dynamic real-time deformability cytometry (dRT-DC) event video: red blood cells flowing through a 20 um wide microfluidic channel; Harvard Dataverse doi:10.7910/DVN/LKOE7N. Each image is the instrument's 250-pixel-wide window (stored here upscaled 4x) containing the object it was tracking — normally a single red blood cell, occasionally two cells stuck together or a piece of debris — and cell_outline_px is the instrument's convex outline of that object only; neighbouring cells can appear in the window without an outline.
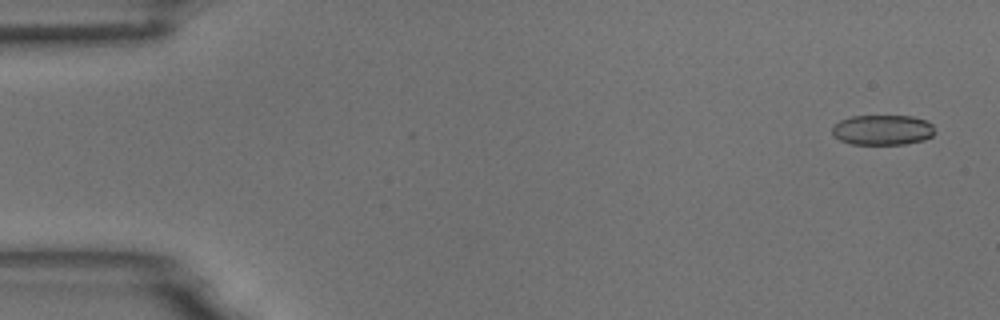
{"species": "common noctule bat (a hibernating species)", "species_latin": "Nyctalus noctula", "temperature_condition": "room temperature", "stored_images_in_passage": 13, "camera_frame_rate_fps": 3000, "um_per_image_px": 0.085, "animal": {"sex": "male", "body_mass_g": 18.8}, "frame": {"image": 1, "passage_image": 1, "time_ms": 0.0, "image_size_px": [1000, 320], "cell_outline_px": [[936, 132], [932, 136], [924, 140], [904, 144], [852, 144], [840, 140], [832, 132], [832, 128], [840, 120], [852, 116], [912, 116], [924, 120], [932, 124]], "centroid_in_image_um": [75.05, 11.04], "position_along_channel_um": 10.0, "area_um2": 17.98}}
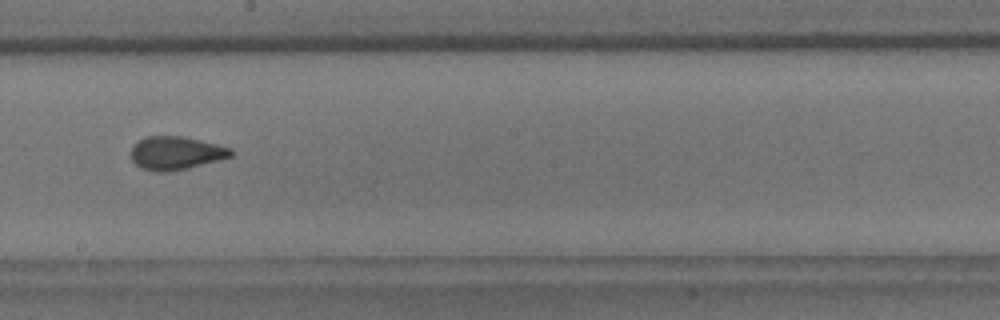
{"frame": {"image": 2, "passage_image": 9, "time_ms": 2.667, "image_size_px": [1000, 320], "cell_outline_px": [[232, 156], [220, 160], [188, 168], [168, 172], [156, 172], [140, 168], [132, 160], [132, 144], [144, 136], [184, 136], [232, 148]], "centroid_in_image_um": [14.93, 13.01], "position_along_channel_um": 233.3, "area_um2": 19.54}}
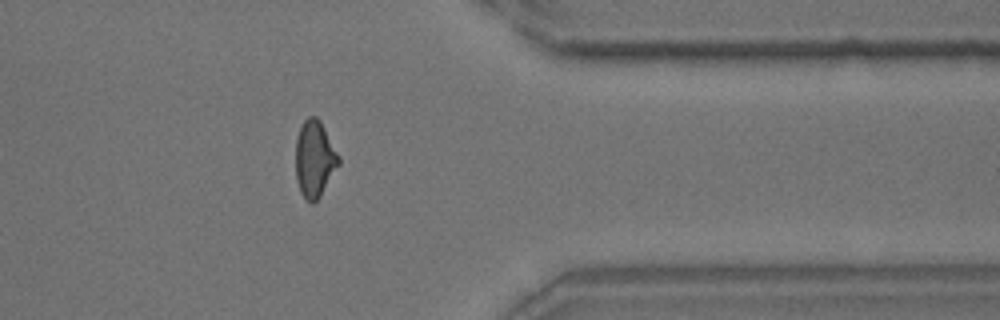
{"frame": {"image": 3, "passage_image": 13, "time_ms": 4.0, "image_size_px": [1000, 320], "cell_outline_px": [[340, 164], [320, 196], [312, 204], [300, 192], [296, 180], [296, 140], [300, 128], [304, 120], [308, 116], [316, 116], [320, 120], [340, 156]], "centroid_in_image_um": [26.75, 13.49], "position_along_channel_um": 384.6, "area_um2": 19.19}}